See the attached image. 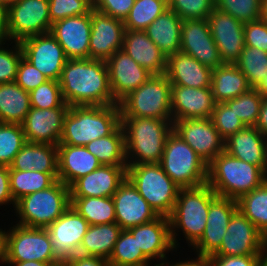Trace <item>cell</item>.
Segmentation results:
<instances>
[{
    "label": "cell",
    "instance_id": "9c48e42d",
    "mask_svg": "<svg viewBox=\"0 0 267 266\" xmlns=\"http://www.w3.org/2000/svg\"><path fill=\"white\" fill-rule=\"evenodd\" d=\"M159 164L180 188L207 183L208 164L175 131L166 140Z\"/></svg>",
    "mask_w": 267,
    "mask_h": 266
},
{
    "label": "cell",
    "instance_id": "6f0895ef",
    "mask_svg": "<svg viewBox=\"0 0 267 266\" xmlns=\"http://www.w3.org/2000/svg\"><path fill=\"white\" fill-rule=\"evenodd\" d=\"M65 264L67 266H111L108 259L81 254H76L69 258Z\"/></svg>",
    "mask_w": 267,
    "mask_h": 266
},
{
    "label": "cell",
    "instance_id": "03108f58",
    "mask_svg": "<svg viewBox=\"0 0 267 266\" xmlns=\"http://www.w3.org/2000/svg\"><path fill=\"white\" fill-rule=\"evenodd\" d=\"M261 19L267 24V0H262Z\"/></svg>",
    "mask_w": 267,
    "mask_h": 266
},
{
    "label": "cell",
    "instance_id": "603a6c76",
    "mask_svg": "<svg viewBox=\"0 0 267 266\" xmlns=\"http://www.w3.org/2000/svg\"><path fill=\"white\" fill-rule=\"evenodd\" d=\"M50 33L62 46L68 59L89 58L91 11L53 23Z\"/></svg>",
    "mask_w": 267,
    "mask_h": 266
},
{
    "label": "cell",
    "instance_id": "7bdbcfd3",
    "mask_svg": "<svg viewBox=\"0 0 267 266\" xmlns=\"http://www.w3.org/2000/svg\"><path fill=\"white\" fill-rule=\"evenodd\" d=\"M26 142L21 124L0 123V165L10 166Z\"/></svg>",
    "mask_w": 267,
    "mask_h": 266
},
{
    "label": "cell",
    "instance_id": "94428289",
    "mask_svg": "<svg viewBox=\"0 0 267 266\" xmlns=\"http://www.w3.org/2000/svg\"><path fill=\"white\" fill-rule=\"evenodd\" d=\"M7 12L8 8L0 3V41L7 40Z\"/></svg>",
    "mask_w": 267,
    "mask_h": 266
},
{
    "label": "cell",
    "instance_id": "ffe728a7",
    "mask_svg": "<svg viewBox=\"0 0 267 266\" xmlns=\"http://www.w3.org/2000/svg\"><path fill=\"white\" fill-rule=\"evenodd\" d=\"M112 198L116 223L122 230L149 223L159 217L128 178L120 184Z\"/></svg>",
    "mask_w": 267,
    "mask_h": 266
},
{
    "label": "cell",
    "instance_id": "f1b7e54d",
    "mask_svg": "<svg viewBox=\"0 0 267 266\" xmlns=\"http://www.w3.org/2000/svg\"><path fill=\"white\" fill-rule=\"evenodd\" d=\"M122 49L152 74H165L167 57L142 30H125Z\"/></svg>",
    "mask_w": 267,
    "mask_h": 266
},
{
    "label": "cell",
    "instance_id": "681fc988",
    "mask_svg": "<svg viewBox=\"0 0 267 266\" xmlns=\"http://www.w3.org/2000/svg\"><path fill=\"white\" fill-rule=\"evenodd\" d=\"M168 8L182 20L206 19L215 8V0H168Z\"/></svg>",
    "mask_w": 267,
    "mask_h": 266
},
{
    "label": "cell",
    "instance_id": "e0dca14e",
    "mask_svg": "<svg viewBox=\"0 0 267 266\" xmlns=\"http://www.w3.org/2000/svg\"><path fill=\"white\" fill-rule=\"evenodd\" d=\"M180 51L212 70L224 64L210 33L207 18L183 20Z\"/></svg>",
    "mask_w": 267,
    "mask_h": 266
},
{
    "label": "cell",
    "instance_id": "2644e50d",
    "mask_svg": "<svg viewBox=\"0 0 267 266\" xmlns=\"http://www.w3.org/2000/svg\"><path fill=\"white\" fill-rule=\"evenodd\" d=\"M55 266H67L65 263H60L58 265H55Z\"/></svg>",
    "mask_w": 267,
    "mask_h": 266
},
{
    "label": "cell",
    "instance_id": "8992f818",
    "mask_svg": "<svg viewBox=\"0 0 267 266\" xmlns=\"http://www.w3.org/2000/svg\"><path fill=\"white\" fill-rule=\"evenodd\" d=\"M71 206L70 187L57 180L49 188L25 195L16 201L15 223L47 228Z\"/></svg>",
    "mask_w": 267,
    "mask_h": 266
},
{
    "label": "cell",
    "instance_id": "3957f363",
    "mask_svg": "<svg viewBox=\"0 0 267 266\" xmlns=\"http://www.w3.org/2000/svg\"><path fill=\"white\" fill-rule=\"evenodd\" d=\"M125 133L127 165L160 163L166 140L173 131L170 120L147 117H121Z\"/></svg>",
    "mask_w": 267,
    "mask_h": 266
},
{
    "label": "cell",
    "instance_id": "db71d44e",
    "mask_svg": "<svg viewBox=\"0 0 267 266\" xmlns=\"http://www.w3.org/2000/svg\"><path fill=\"white\" fill-rule=\"evenodd\" d=\"M244 43L267 52V24L262 19L244 24Z\"/></svg>",
    "mask_w": 267,
    "mask_h": 266
},
{
    "label": "cell",
    "instance_id": "4fadbf2b",
    "mask_svg": "<svg viewBox=\"0 0 267 266\" xmlns=\"http://www.w3.org/2000/svg\"><path fill=\"white\" fill-rule=\"evenodd\" d=\"M23 57L37 68L48 80L59 81L66 57L62 46L50 33L30 36L19 42Z\"/></svg>",
    "mask_w": 267,
    "mask_h": 266
},
{
    "label": "cell",
    "instance_id": "8fae6325",
    "mask_svg": "<svg viewBox=\"0 0 267 266\" xmlns=\"http://www.w3.org/2000/svg\"><path fill=\"white\" fill-rule=\"evenodd\" d=\"M48 0H17L7 12V40L20 42L50 32Z\"/></svg>",
    "mask_w": 267,
    "mask_h": 266
},
{
    "label": "cell",
    "instance_id": "d6986e66",
    "mask_svg": "<svg viewBox=\"0 0 267 266\" xmlns=\"http://www.w3.org/2000/svg\"><path fill=\"white\" fill-rule=\"evenodd\" d=\"M70 106L65 102L57 108L31 107L22 128L27 142L58 145L65 116Z\"/></svg>",
    "mask_w": 267,
    "mask_h": 266
},
{
    "label": "cell",
    "instance_id": "7402d4cb",
    "mask_svg": "<svg viewBox=\"0 0 267 266\" xmlns=\"http://www.w3.org/2000/svg\"><path fill=\"white\" fill-rule=\"evenodd\" d=\"M124 21L91 10L89 58L107 60L123 47Z\"/></svg>",
    "mask_w": 267,
    "mask_h": 266
},
{
    "label": "cell",
    "instance_id": "7dc6e473",
    "mask_svg": "<svg viewBox=\"0 0 267 266\" xmlns=\"http://www.w3.org/2000/svg\"><path fill=\"white\" fill-rule=\"evenodd\" d=\"M29 94L30 105L34 108H57L64 103L59 81L47 80Z\"/></svg>",
    "mask_w": 267,
    "mask_h": 266
},
{
    "label": "cell",
    "instance_id": "ab89813d",
    "mask_svg": "<svg viewBox=\"0 0 267 266\" xmlns=\"http://www.w3.org/2000/svg\"><path fill=\"white\" fill-rule=\"evenodd\" d=\"M111 266H150V262L138 247L136 238L122 230L108 259Z\"/></svg>",
    "mask_w": 267,
    "mask_h": 266
},
{
    "label": "cell",
    "instance_id": "003e7915",
    "mask_svg": "<svg viewBox=\"0 0 267 266\" xmlns=\"http://www.w3.org/2000/svg\"><path fill=\"white\" fill-rule=\"evenodd\" d=\"M17 0H0V3L3 4L6 8H9L13 5Z\"/></svg>",
    "mask_w": 267,
    "mask_h": 266
},
{
    "label": "cell",
    "instance_id": "7c38bea8",
    "mask_svg": "<svg viewBox=\"0 0 267 266\" xmlns=\"http://www.w3.org/2000/svg\"><path fill=\"white\" fill-rule=\"evenodd\" d=\"M226 231L213 255H267V239L239 210L232 215Z\"/></svg>",
    "mask_w": 267,
    "mask_h": 266
},
{
    "label": "cell",
    "instance_id": "30bf717a",
    "mask_svg": "<svg viewBox=\"0 0 267 266\" xmlns=\"http://www.w3.org/2000/svg\"><path fill=\"white\" fill-rule=\"evenodd\" d=\"M41 261L62 263L54 254L46 228L14 224L7 228L5 262Z\"/></svg>",
    "mask_w": 267,
    "mask_h": 266
},
{
    "label": "cell",
    "instance_id": "83f0119b",
    "mask_svg": "<svg viewBox=\"0 0 267 266\" xmlns=\"http://www.w3.org/2000/svg\"><path fill=\"white\" fill-rule=\"evenodd\" d=\"M58 180L70 187L77 179L98 167L101 163L85 146L57 145Z\"/></svg>",
    "mask_w": 267,
    "mask_h": 266
},
{
    "label": "cell",
    "instance_id": "f35d334b",
    "mask_svg": "<svg viewBox=\"0 0 267 266\" xmlns=\"http://www.w3.org/2000/svg\"><path fill=\"white\" fill-rule=\"evenodd\" d=\"M237 207L267 239V180L240 197Z\"/></svg>",
    "mask_w": 267,
    "mask_h": 266
},
{
    "label": "cell",
    "instance_id": "44dd1931",
    "mask_svg": "<svg viewBox=\"0 0 267 266\" xmlns=\"http://www.w3.org/2000/svg\"><path fill=\"white\" fill-rule=\"evenodd\" d=\"M128 231L136 238L138 247L143 255L154 266H160L167 262L169 253L176 252L170 230L169 217L159 216L157 219L139 226L132 227ZM167 254V255H166Z\"/></svg>",
    "mask_w": 267,
    "mask_h": 266
},
{
    "label": "cell",
    "instance_id": "1f68e13d",
    "mask_svg": "<svg viewBox=\"0 0 267 266\" xmlns=\"http://www.w3.org/2000/svg\"><path fill=\"white\" fill-rule=\"evenodd\" d=\"M182 22L183 20L168 8L144 31L168 57L180 51Z\"/></svg>",
    "mask_w": 267,
    "mask_h": 266
},
{
    "label": "cell",
    "instance_id": "d4e9b609",
    "mask_svg": "<svg viewBox=\"0 0 267 266\" xmlns=\"http://www.w3.org/2000/svg\"><path fill=\"white\" fill-rule=\"evenodd\" d=\"M215 105L211 87L172 85V122L182 119L211 118Z\"/></svg>",
    "mask_w": 267,
    "mask_h": 266
},
{
    "label": "cell",
    "instance_id": "816d5d0a",
    "mask_svg": "<svg viewBox=\"0 0 267 266\" xmlns=\"http://www.w3.org/2000/svg\"><path fill=\"white\" fill-rule=\"evenodd\" d=\"M47 80L48 78L29 61H27L24 57L21 58L15 80L17 85L22 87L26 92H31Z\"/></svg>",
    "mask_w": 267,
    "mask_h": 266
},
{
    "label": "cell",
    "instance_id": "d590c367",
    "mask_svg": "<svg viewBox=\"0 0 267 266\" xmlns=\"http://www.w3.org/2000/svg\"><path fill=\"white\" fill-rule=\"evenodd\" d=\"M101 165L128 166L125 151V133L120 125L112 134L85 145Z\"/></svg>",
    "mask_w": 267,
    "mask_h": 266
},
{
    "label": "cell",
    "instance_id": "bcb514c9",
    "mask_svg": "<svg viewBox=\"0 0 267 266\" xmlns=\"http://www.w3.org/2000/svg\"><path fill=\"white\" fill-rule=\"evenodd\" d=\"M22 57L23 51L19 42L0 41V84L16 80L18 65Z\"/></svg>",
    "mask_w": 267,
    "mask_h": 266
},
{
    "label": "cell",
    "instance_id": "ee69618b",
    "mask_svg": "<svg viewBox=\"0 0 267 266\" xmlns=\"http://www.w3.org/2000/svg\"><path fill=\"white\" fill-rule=\"evenodd\" d=\"M262 99L263 96L260 92L256 88H251L248 92L227 100L225 103L242 120L245 126H255Z\"/></svg>",
    "mask_w": 267,
    "mask_h": 266
},
{
    "label": "cell",
    "instance_id": "5bb4252c",
    "mask_svg": "<svg viewBox=\"0 0 267 266\" xmlns=\"http://www.w3.org/2000/svg\"><path fill=\"white\" fill-rule=\"evenodd\" d=\"M175 131L207 164L225 151V140L211 118L182 119L173 122Z\"/></svg>",
    "mask_w": 267,
    "mask_h": 266
},
{
    "label": "cell",
    "instance_id": "91938a15",
    "mask_svg": "<svg viewBox=\"0 0 267 266\" xmlns=\"http://www.w3.org/2000/svg\"><path fill=\"white\" fill-rule=\"evenodd\" d=\"M255 127L267 137V97H263Z\"/></svg>",
    "mask_w": 267,
    "mask_h": 266
},
{
    "label": "cell",
    "instance_id": "ac0fdd59",
    "mask_svg": "<svg viewBox=\"0 0 267 266\" xmlns=\"http://www.w3.org/2000/svg\"><path fill=\"white\" fill-rule=\"evenodd\" d=\"M207 20L223 63L235 64L245 47L244 24L217 8Z\"/></svg>",
    "mask_w": 267,
    "mask_h": 266
},
{
    "label": "cell",
    "instance_id": "e575fe53",
    "mask_svg": "<svg viewBox=\"0 0 267 266\" xmlns=\"http://www.w3.org/2000/svg\"><path fill=\"white\" fill-rule=\"evenodd\" d=\"M30 94L14 82L0 84V122L22 124L30 111Z\"/></svg>",
    "mask_w": 267,
    "mask_h": 266
},
{
    "label": "cell",
    "instance_id": "2e32d148",
    "mask_svg": "<svg viewBox=\"0 0 267 266\" xmlns=\"http://www.w3.org/2000/svg\"><path fill=\"white\" fill-rule=\"evenodd\" d=\"M237 210L234 199L217 195L210 202L204 233L191 248L195 256L207 258L220 248L229 221Z\"/></svg>",
    "mask_w": 267,
    "mask_h": 266
},
{
    "label": "cell",
    "instance_id": "9f6ffc18",
    "mask_svg": "<svg viewBox=\"0 0 267 266\" xmlns=\"http://www.w3.org/2000/svg\"><path fill=\"white\" fill-rule=\"evenodd\" d=\"M15 203L10 191L9 166L0 165V206L5 205L7 208L12 204L14 210Z\"/></svg>",
    "mask_w": 267,
    "mask_h": 266
},
{
    "label": "cell",
    "instance_id": "4dcf8cb0",
    "mask_svg": "<svg viewBox=\"0 0 267 266\" xmlns=\"http://www.w3.org/2000/svg\"><path fill=\"white\" fill-rule=\"evenodd\" d=\"M10 167L18 171L58 173L57 145L26 142Z\"/></svg>",
    "mask_w": 267,
    "mask_h": 266
},
{
    "label": "cell",
    "instance_id": "60d3db41",
    "mask_svg": "<svg viewBox=\"0 0 267 266\" xmlns=\"http://www.w3.org/2000/svg\"><path fill=\"white\" fill-rule=\"evenodd\" d=\"M166 9L168 0H135L124 20L125 29L144 31Z\"/></svg>",
    "mask_w": 267,
    "mask_h": 266
},
{
    "label": "cell",
    "instance_id": "f907efd6",
    "mask_svg": "<svg viewBox=\"0 0 267 266\" xmlns=\"http://www.w3.org/2000/svg\"><path fill=\"white\" fill-rule=\"evenodd\" d=\"M51 24L67 17L88 14L93 5L87 0H48Z\"/></svg>",
    "mask_w": 267,
    "mask_h": 266
},
{
    "label": "cell",
    "instance_id": "ba28073f",
    "mask_svg": "<svg viewBox=\"0 0 267 266\" xmlns=\"http://www.w3.org/2000/svg\"><path fill=\"white\" fill-rule=\"evenodd\" d=\"M127 178L159 216L172 214L180 187L159 163L128 165Z\"/></svg>",
    "mask_w": 267,
    "mask_h": 266
},
{
    "label": "cell",
    "instance_id": "836d02e7",
    "mask_svg": "<svg viewBox=\"0 0 267 266\" xmlns=\"http://www.w3.org/2000/svg\"><path fill=\"white\" fill-rule=\"evenodd\" d=\"M121 231L117 223L90 225L78 254L109 259Z\"/></svg>",
    "mask_w": 267,
    "mask_h": 266
},
{
    "label": "cell",
    "instance_id": "7a4b0ae2",
    "mask_svg": "<svg viewBox=\"0 0 267 266\" xmlns=\"http://www.w3.org/2000/svg\"><path fill=\"white\" fill-rule=\"evenodd\" d=\"M216 196L207 183L179 189L173 212L169 216L171 239L176 250L183 248L179 245V237H184L188 248L202 237L207 225L210 202Z\"/></svg>",
    "mask_w": 267,
    "mask_h": 266
},
{
    "label": "cell",
    "instance_id": "c3c4849f",
    "mask_svg": "<svg viewBox=\"0 0 267 266\" xmlns=\"http://www.w3.org/2000/svg\"><path fill=\"white\" fill-rule=\"evenodd\" d=\"M211 121L224 140L246 127L225 102L216 103Z\"/></svg>",
    "mask_w": 267,
    "mask_h": 266
},
{
    "label": "cell",
    "instance_id": "74e56055",
    "mask_svg": "<svg viewBox=\"0 0 267 266\" xmlns=\"http://www.w3.org/2000/svg\"><path fill=\"white\" fill-rule=\"evenodd\" d=\"M71 206L90 225L116 223L112 197H71Z\"/></svg>",
    "mask_w": 267,
    "mask_h": 266
},
{
    "label": "cell",
    "instance_id": "484cf974",
    "mask_svg": "<svg viewBox=\"0 0 267 266\" xmlns=\"http://www.w3.org/2000/svg\"><path fill=\"white\" fill-rule=\"evenodd\" d=\"M127 178V166L101 165L70 186L71 197H112Z\"/></svg>",
    "mask_w": 267,
    "mask_h": 266
},
{
    "label": "cell",
    "instance_id": "f5cc1de1",
    "mask_svg": "<svg viewBox=\"0 0 267 266\" xmlns=\"http://www.w3.org/2000/svg\"><path fill=\"white\" fill-rule=\"evenodd\" d=\"M207 261L209 266H267V255H210Z\"/></svg>",
    "mask_w": 267,
    "mask_h": 266
},
{
    "label": "cell",
    "instance_id": "b9f144b4",
    "mask_svg": "<svg viewBox=\"0 0 267 266\" xmlns=\"http://www.w3.org/2000/svg\"><path fill=\"white\" fill-rule=\"evenodd\" d=\"M235 65L245 75L252 88H256L267 74V52L245 46Z\"/></svg>",
    "mask_w": 267,
    "mask_h": 266
},
{
    "label": "cell",
    "instance_id": "6da1fadb",
    "mask_svg": "<svg viewBox=\"0 0 267 266\" xmlns=\"http://www.w3.org/2000/svg\"><path fill=\"white\" fill-rule=\"evenodd\" d=\"M59 84L63 100L69 106L119 104L111 91L106 60L68 59Z\"/></svg>",
    "mask_w": 267,
    "mask_h": 266
},
{
    "label": "cell",
    "instance_id": "680465c9",
    "mask_svg": "<svg viewBox=\"0 0 267 266\" xmlns=\"http://www.w3.org/2000/svg\"><path fill=\"white\" fill-rule=\"evenodd\" d=\"M183 259L184 258H182V260L181 261L179 260L178 262L176 260V262L174 261V263H173V261L171 262L168 260L166 263H164L160 266H209L206 257H197L196 256L193 259H192V257L189 259L187 257L186 260H183Z\"/></svg>",
    "mask_w": 267,
    "mask_h": 266
},
{
    "label": "cell",
    "instance_id": "6125c7cd",
    "mask_svg": "<svg viewBox=\"0 0 267 266\" xmlns=\"http://www.w3.org/2000/svg\"><path fill=\"white\" fill-rule=\"evenodd\" d=\"M60 263H47L41 261L5 262V266H55Z\"/></svg>",
    "mask_w": 267,
    "mask_h": 266
},
{
    "label": "cell",
    "instance_id": "9a60e30c",
    "mask_svg": "<svg viewBox=\"0 0 267 266\" xmlns=\"http://www.w3.org/2000/svg\"><path fill=\"white\" fill-rule=\"evenodd\" d=\"M90 224L72 206H70L48 230L55 256L65 263L78 254L83 237Z\"/></svg>",
    "mask_w": 267,
    "mask_h": 266
},
{
    "label": "cell",
    "instance_id": "8d00e7d4",
    "mask_svg": "<svg viewBox=\"0 0 267 266\" xmlns=\"http://www.w3.org/2000/svg\"><path fill=\"white\" fill-rule=\"evenodd\" d=\"M57 180L58 173L18 171L9 166L10 191L15 202L25 195L49 188Z\"/></svg>",
    "mask_w": 267,
    "mask_h": 266
},
{
    "label": "cell",
    "instance_id": "f546056e",
    "mask_svg": "<svg viewBox=\"0 0 267 266\" xmlns=\"http://www.w3.org/2000/svg\"><path fill=\"white\" fill-rule=\"evenodd\" d=\"M225 151L266 173V137L255 126H246L226 139Z\"/></svg>",
    "mask_w": 267,
    "mask_h": 266
},
{
    "label": "cell",
    "instance_id": "277c9868",
    "mask_svg": "<svg viewBox=\"0 0 267 266\" xmlns=\"http://www.w3.org/2000/svg\"><path fill=\"white\" fill-rule=\"evenodd\" d=\"M121 125L119 104L70 106L59 144L85 146L112 134Z\"/></svg>",
    "mask_w": 267,
    "mask_h": 266
},
{
    "label": "cell",
    "instance_id": "5b68a950",
    "mask_svg": "<svg viewBox=\"0 0 267 266\" xmlns=\"http://www.w3.org/2000/svg\"><path fill=\"white\" fill-rule=\"evenodd\" d=\"M267 174L258 166L221 152L208 164L207 184L218 196L238 200L261 186Z\"/></svg>",
    "mask_w": 267,
    "mask_h": 266
},
{
    "label": "cell",
    "instance_id": "11a10c76",
    "mask_svg": "<svg viewBox=\"0 0 267 266\" xmlns=\"http://www.w3.org/2000/svg\"><path fill=\"white\" fill-rule=\"evenodd\" d=\"M135 0H97L93 8L103 14L124 21Z\"/></svg>",
    "mask_w": 267,
    "mask_h": 266
},
{
    "label": "cell",
    "instance_id": "f6af8a7d",
    "mask_svg": "<svg viewBox=\"0 0 267 266\" xmlns=\"http://www.w3.org/2000/svg\"><path fill=\"white\" fill-rule=\"evenodd\" d=\"M262 0H215V8L243 24L261 19Z\"/></svg>",
    "mask_w": 267,
    "mask_h": 266
},
{
    "label": "cell",
    "instance_id": "d6a6232c",
    "mask_svg": "<svg viewBox=\"0 0 267 266\" xmlns=\"http://www.w3.org/2000/svg\"><path fill=\"white\" fill-rule=\"evenodd\" d=\"M211 88L215 102L219 103L236 98L252 87L235 64L224 63L212 70Z\"/></svg>",
    "mask_w": 267,
    "mask_h": 266
},
{
    "label": "cell",
    "instance_id": "4316f807",
    "mask_svg": "<svg viewBox=\"0 0 267 266\" xmlns=\"http://www.w3.org/2000/svg\"><path fill=\"white\" fill-rule=\"evenodd\" d=\"M165 75L172 85L211 87L212 69L182 51L167 57Z\"/></svg>",
    "mask_w": 267,
    "mask_h": 266
},
{
    "label": "cell",
    "instance_id": "a7ac6f4b",
    "mask_svg": "<svg viewBox=\"0 0 267 266\" xmlns=\"http://www.w3.org/2000/svg\"><path fill=\"white\" fill-rule=\"evenodd\" d=\"M266 160H267V137H266ZM266 174H267V164H266Z\"/></svg>",
    "mask_w": 267,
    "mask_h": 266
},
{
    "label": "cell",
    "instance_id": "be15d7a7",
    "mask_svg": "<svg viewBox=\"0 0 267 266\" xmlns=\"http://www.w3.org/2000/svg\"><path fill=\"white\" fill-rule=\"evenodd\" d=\"M0 227V265L5 263V244H6V230Z\"/></svg>",
    "mask_w": 267,
    "mask_h": 266
},
{
    "label": "cell",
    "instance_id": "cb8c5ba5",
    "mask_svg": "<svg viewBox=\"0 0 267 266\" xmlns=\"http://www.w3.org/2000/svg\"><path fill=\"white\" fill-rule=\"evenodd\" d=\"M106 63L111 91L118 103L152 76V73L136 63L123 49L116 51Z\"/></svg>",
    "mask_w": 267,
    "mask_h": 266
},
{
    "label": "cell",
    "instance_id": "52a82bcc",
    "mask_svg": "<svg viewBox=\"0 0 267 266\" xmlns=\"http://www.w3.org/2000/svg\"><path fill=\"white\" fill-rule=\"evenodd\" d=\"M172 84L165 74H152L119 102L121 117H147L172 121Z\"/></svg>",
    "mask_w": 267,
    "mask_h": 266
},
{
    "label": "cell",
    "instance_id": "e7e4bbea",
    "mask_svg": "<svg viewBox=\"0 0 267 266\" xmlns=\"http://www.w3.org/2000/svg\"><path fill=\"white\" fill-rule=\"evenodd\" d=\"M256 89L260 92L263 97H267V74L264 79L260 82V84L256 87Z\"/></svg>",
    "mask_w": 267,
    "mask_h": 266
},
{
    "label": "cell",
    "instance_id": "89a4df30",
    "mask_svg": "<svg viewBox=\"0 0 267 266\" xmlns=\"http://www.w3.org/2000/svg\"><path fill=\"white\" fill-rule=\"evenodd\" d=\"M87 1L90 2L93 6L97 2V0H87Z\"/></svg>",
    "mask_w": 267,
    "mask_h": 266
}]
</instances>
